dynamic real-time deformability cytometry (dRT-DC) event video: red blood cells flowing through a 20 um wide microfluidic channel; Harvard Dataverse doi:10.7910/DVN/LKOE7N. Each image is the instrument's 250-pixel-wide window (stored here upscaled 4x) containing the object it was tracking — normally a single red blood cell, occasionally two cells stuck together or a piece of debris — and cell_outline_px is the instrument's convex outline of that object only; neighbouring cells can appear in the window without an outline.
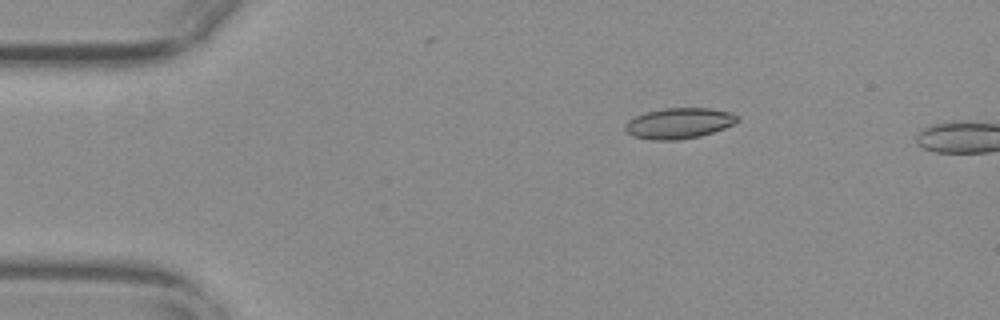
{"species": "common noctule bat (a hibernating species)", "species_latin": "Nyctalus noctula", "temperature_condition": "warm", "stored_images_in_passage": 13, "camera_frame_rate_fps": 3000, "um_per_image_px": 0.085, "animal": {"sex": "female", "body_mass_g": 29.2, "forearm_length_mm": 56.3}, "frame": {"image": 1, "passage_image": 10, "time_ms": 3.0, "image_size_px": [1000, 320], "cell_outline_px": [[740, 120], [724, 128], [700, 136], [676, 140], [652, 140], [632, 136], [624, 128], [624, 124], [628, 120], [636, 116], [648, 112], [664, 108], [708, 108], [732, 112]], "centroid_in_image_um": [57.7, 10.48], "position_along_channel_um": 27.3, "area_um2": 19.94}}